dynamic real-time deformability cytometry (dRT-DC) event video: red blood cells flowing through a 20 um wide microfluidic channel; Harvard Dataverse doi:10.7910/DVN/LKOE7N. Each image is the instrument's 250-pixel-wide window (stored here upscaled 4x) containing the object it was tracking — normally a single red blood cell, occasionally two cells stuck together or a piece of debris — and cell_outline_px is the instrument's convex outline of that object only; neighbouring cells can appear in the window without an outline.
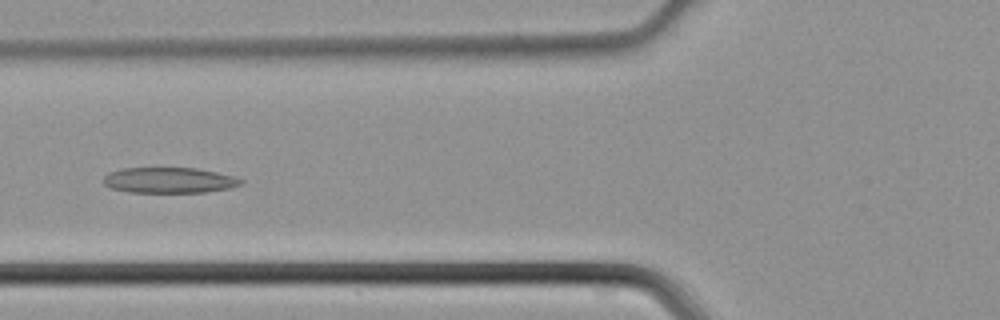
{"species": "common noctule bat (a hibernating species)", "species_latin": "Nyctalus noctula", "temperature_condition": "cold", "stored_images_in_passage": 44, "camera_frame_rate_fps": 3000, "um_per_image_px": 0.085, "animal": {"sex": "male", "body_mass_g": 21.5, "forearm_length_mm": 52.0}, "frame": {"image": 1, "passage_image": 16, "time_ms": 5.0, "image_size_px": [1000, 320], "cell_outline_px": [[244, 184], [232, 188], [204, 192], [128, 192], [108, 188], [104, 184], [104, 176], [108, 172], [120, 168], [196, 168], [236, 176], [244, 180]], "centroid_in_image_um": [14.4, 15.32], "position_along_channel_um": 111.4, "area_um2": 20.81}}
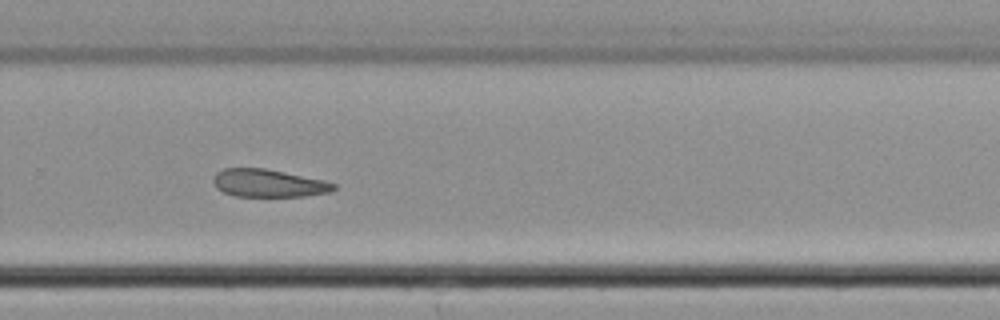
{"frame": {"image": 2, "passage_image": 29, "time_ms": 9.333, "image_size_px": [1000, 320], "cell_outline_px": [[336, 188], [332, 192], [304, 196], [236, 196], [224, 192], [216, 188], [212, 180], [216, 172], [224, 168], [264, 168], [324, 180], [336, 184]], "centroid_in_image_um": [22.82, 15.57], "position_along_channel_um": 307.0, "area_um2": 19.48}}
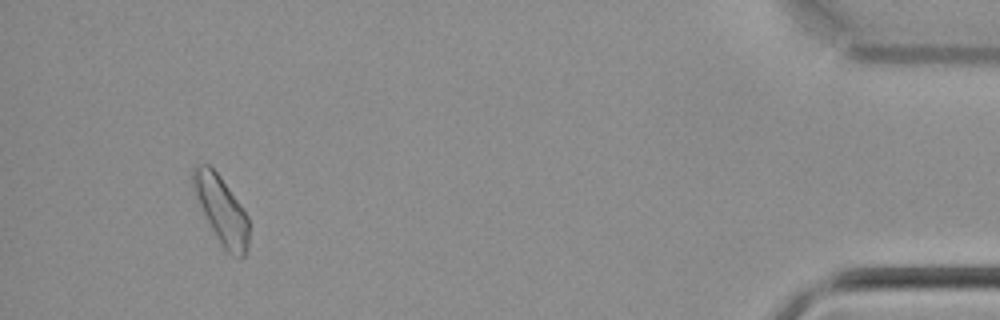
{"frame": {"image": 3, "passage_image": 41, "time_ms": 13.333, "image_size_px": [1000, 320], "cell_outline_px": [[248, 248], [244, 256], [240, 260], [232, 256], [220, 244], [192, 188], [192, 172], [196, 164], [208, 164], [220, 176], [248, 216]], "centroid_in_image_um": [18.83, 17.87], "position_along_channel_um": 416.4, "area_um2": 21.56}}